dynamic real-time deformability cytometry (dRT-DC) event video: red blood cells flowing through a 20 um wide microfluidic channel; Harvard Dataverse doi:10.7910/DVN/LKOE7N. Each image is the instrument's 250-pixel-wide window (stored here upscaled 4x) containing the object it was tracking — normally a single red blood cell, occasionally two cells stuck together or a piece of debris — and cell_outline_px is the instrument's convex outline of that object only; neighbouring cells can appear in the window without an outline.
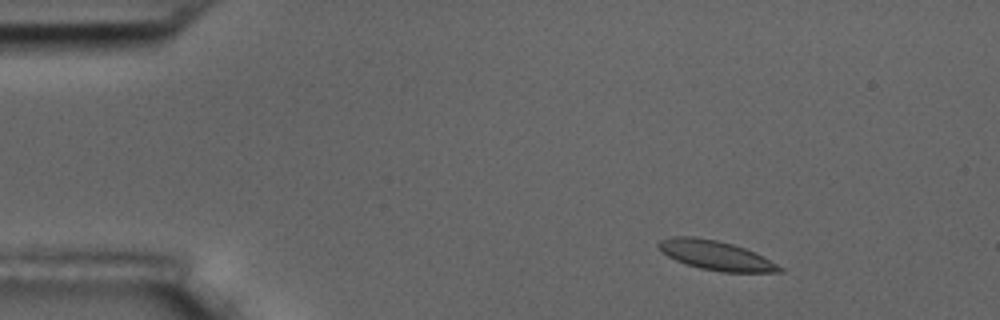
{"species": "common noctule bat (a hibernating species)", "species_latin": "Nyctalus noctula", "temperature_condition": "room temperature", "stored_images_in_passage": 10, "camera_frame_rate_fps": 3000, "um_per_image_px": 0.085, "animal": {"sex": "male", "body_mass_g": 17.5, "forearm_length_mm": 52.3}, "frame": {"image": 1, "passage_image": 2, "time_ms": 1.0, "image_size_px": [1000, 320], "cell_outline_px": [[784, 272], [720, 272], [700, 268], [676, 260], [660, 252], [656, 244], [660, 240], [672, 236], [692, 236], [716, 240], [732, 244], [744, 248], [784, 268]], "centroid_in_image_um": [60.78, 21.7], "position_along_channel_um": 24.2, "area_um2": 20.46}}
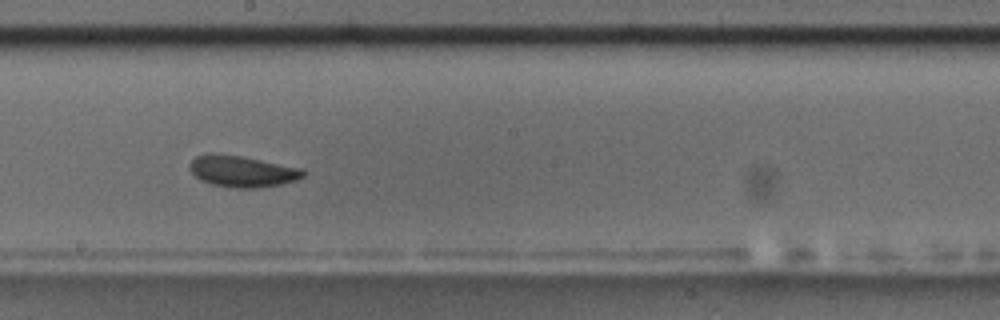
{"frame": {"image": 2, "passage_image": 9, "time_ms": 9.0, "image_size_px": [1000, 320], "cell_outline_px": [[308, 172], [304, 176], [296, 180], [280, 184], [256, 188], [236, 188], [212, 184], [200, 180], [188, 168], [188, 164], [196, 156], [208, 152], [212, 152], [240, 156], [304, 168]], "centroid_in_image_um": [20.59, 14.55], "position_along_channel_um": 227.6, "area_um2": 20.92}}
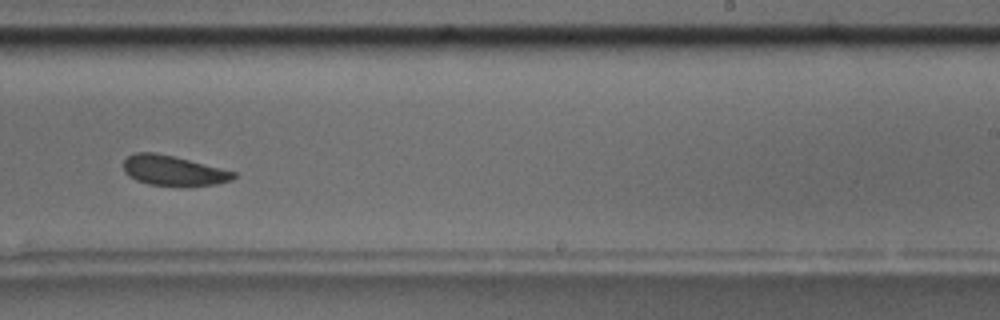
{"frame": {"image": 3, "passage_image": 10, "time_ms": 10.333, "image_size_px": [1000, 320], "cell_outline_px": [[236, 176], [232, 180], [216, 184], [188, 188], [148, 184], [136, 180], [128, 176], [124, 172], [124, 160], [128, 156], [136, 152], [156, 152], [236, 172]], "centroid_in_image_um": [14.73, 14.54], "position_along_channel_um": 274.3, "area_um2": 19.59}}